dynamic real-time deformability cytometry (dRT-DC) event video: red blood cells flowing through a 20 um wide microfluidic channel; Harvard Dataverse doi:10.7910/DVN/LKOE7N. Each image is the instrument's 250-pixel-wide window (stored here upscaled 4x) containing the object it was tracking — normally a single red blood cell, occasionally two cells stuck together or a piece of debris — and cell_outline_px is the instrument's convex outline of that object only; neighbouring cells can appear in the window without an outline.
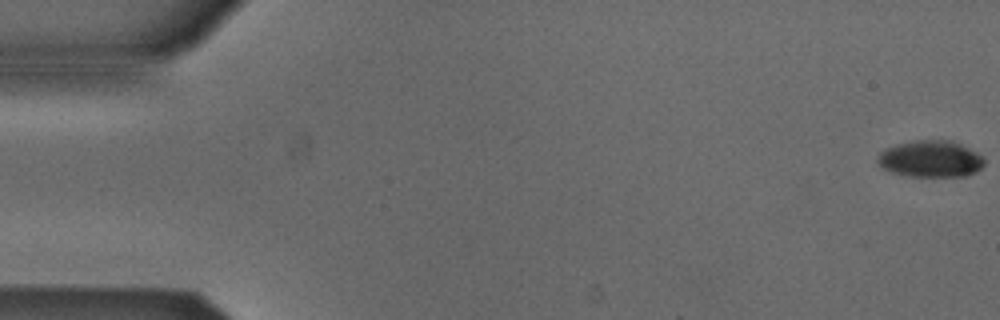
{"species": "Egyptian fruit bat (a non-hibernating species)", "species_latin": "Rousettus aegyptiacus", "temperature_condition": "cold", "stored_images_in_passage": 45, "camera_frame_rate_fps": 3000, "um_per_image_px": 0.085, "animal": {"sex": "male"}, "frame": {"image": 1, "passage_image": 1, "time_ms": 0.0, "image_size_px": [1000, 320], "cell_outline_px": [[984, 164], [976, 172], [968, 176], [908, 176], [892, 172], [884, 168], [876, 160], [880, 152], [884, 148], [896, 144], [912, 140], [952, 140], [984, 156]], "centroid_in_image_um": [79.1, 13.5], "position_along_channel_um": 5.9, "area_um2": 22.89}}
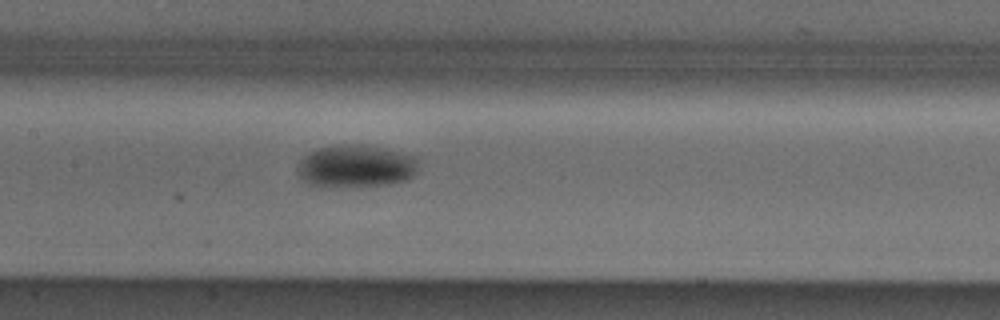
{"frame": {"image": 2, "passage_image": 26, "time_ms": 8.333, "image_size_px": [1000, 320], "cell_outline_px": [[416, 172], [408, 180], [388, 184], [324, 188], [320, 188], [304, 180], [296, 172], [296, 168], [300, 160], [308, 152], [320, 148], [344, 144], [360, 144], [380, 148], [416, 156]], "centroid_in_image_um": [30.2, 14.14], "position_along_channel_um": 177.2, "area_um2": 30.0}}
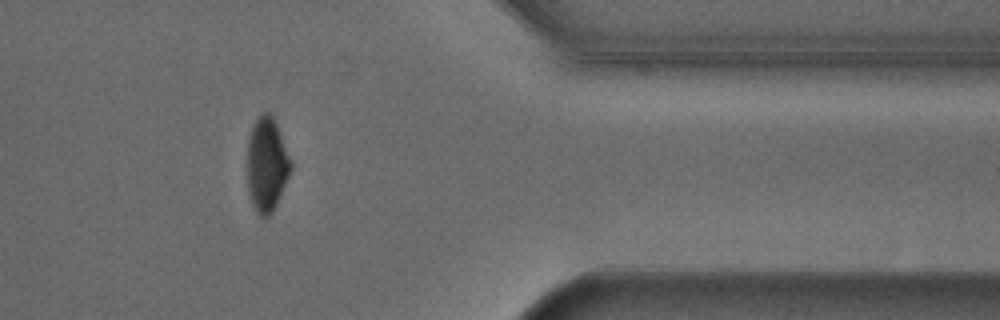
{"frame": {"image": 3, "passage_image": 44, "time_ms": 14.333, "image_size_px": [1000, 320], "cell_outline_px": [[292, 168], [276, 204], [272, 212], [268, 216], [260, 216], [256, 212], [252, 204], [248, 192], [248, 140], [252, 128], [256, 120], [264, 112], [268, 112], [272, 116], [276, 124], [292, 160]], "centroid_in_image_um": [22.68, 14.0], "position_along_channel_um": 388.7, "area_um2": 23.52}}